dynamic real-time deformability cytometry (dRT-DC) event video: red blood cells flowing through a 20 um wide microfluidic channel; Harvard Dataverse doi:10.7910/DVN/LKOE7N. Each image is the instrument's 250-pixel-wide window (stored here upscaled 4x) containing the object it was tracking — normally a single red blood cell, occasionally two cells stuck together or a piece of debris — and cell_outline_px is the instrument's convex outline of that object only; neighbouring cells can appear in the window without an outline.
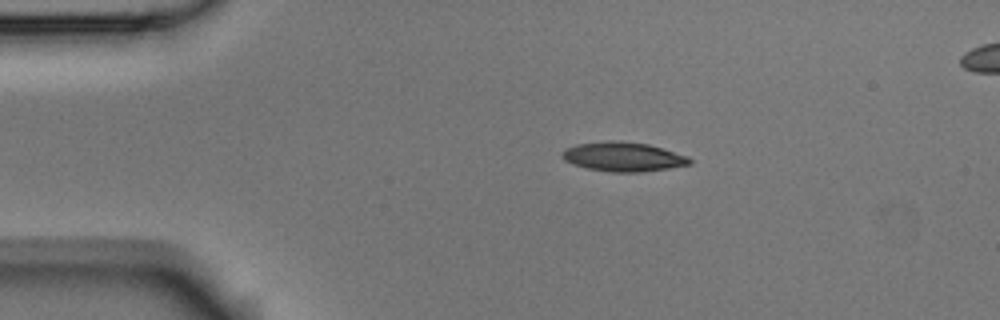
{"species": "Egyptian fruit bat (a non-hibernating species)", "species_latin": "Rousettus aegyptiacus", "temperature_condition": "room temperature", "stored_images_in_passage": 4, "camera_frame_rate_fps": 3000, "um_per_image_px": 0.085, "animal": {"sex": "male"}, "frame": {"image": 1, "passage_image": 2, "time_ms": 0.333, "image_size_px": [1000, 320], "cell_outline_px": [[692, 164], [668, 168], [640, 172], [612, 172], [588, 168], [572, 164], [564, 160], [560, 156], [560, 152], [564, 148], [576, 144], [608, 140], [620, 140], [648, 144], [688, 156], [692, 160]], "centroid_in_image_um": [52.93, 13.31], "position_along_channel_um": 32.1, "area_um2": 21.96}}